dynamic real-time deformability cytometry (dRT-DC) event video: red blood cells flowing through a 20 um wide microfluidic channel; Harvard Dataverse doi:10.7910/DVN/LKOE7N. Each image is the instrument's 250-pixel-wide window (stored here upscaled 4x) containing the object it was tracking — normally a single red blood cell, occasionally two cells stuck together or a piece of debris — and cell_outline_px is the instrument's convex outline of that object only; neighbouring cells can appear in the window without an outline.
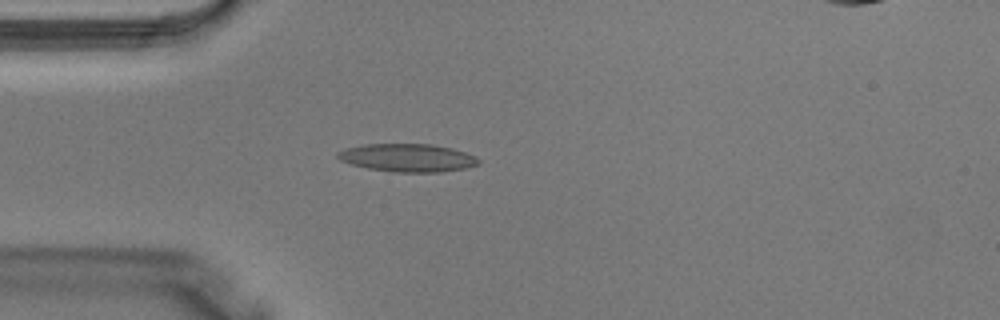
{"species": "Egyptian fruit bat (a non-hibernating species)", "species_latin": "Rousettus aegyptiacus", "temperature_condition": "warm", "stored_images_in_passage": 3, "segment_of_instrument_passage": [1, 2], "camera_frame_rate_fps": 3000, "um_per_image_px": 0.085, "animal": {"sex": "male"}, "frame": {"image": 1, "passage_image": 2, "time_ms": 0.333, "image_size_px": [1000, 320], "cell_outline_px": [[480, 164], [464, 168], [440, 172], [396, 172], [368, 168], [352, 164], [340, 160], [336, 156], [336, 152], [348, 148], [364, 144], [432, 144], [452, 148], [476, 156], [480, 160]], "centroid_in_image_um": [34.66, 13.41], "position_along_channel_um": 50.3, "area_um2": 22.89}}